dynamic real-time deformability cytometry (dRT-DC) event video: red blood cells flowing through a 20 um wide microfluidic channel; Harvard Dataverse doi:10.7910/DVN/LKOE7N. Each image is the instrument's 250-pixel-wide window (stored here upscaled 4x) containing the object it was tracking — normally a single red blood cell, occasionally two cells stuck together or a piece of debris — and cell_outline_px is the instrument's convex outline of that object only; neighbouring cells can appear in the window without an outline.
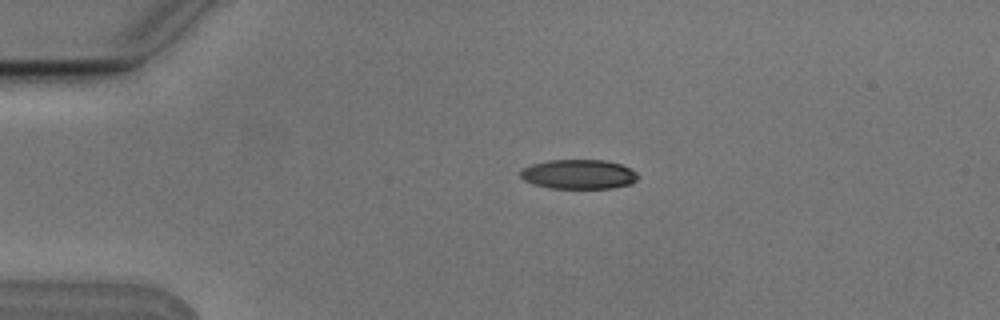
{"species": "Egyptian fruit bat (a non-hibernating species)", "species_latin": "Rousettus aegyptiacus", "temperature_condition": "cold", "stored_images_in_passage": 3, "camera_frame_rate_fps": 3000, "um_per_image_px": 0.085, "animal": {"sex": "male"}, "frame": {"image": 1, "passage_image": 2, "time_ms": 0.333, "image_size_px": [1000, 320], "cell_outline_px": [[640, 176], [632, 184], [612, 188], [548, 188], [532, 184], [524, 180], [520, 176], [520, 172], [524, 168], [532, 164], [548, 160], [604, 160], [620, 164], [636, 172]], "centroid_in_image_um": [49.19, 14.82], "position_along_channel_um": 35.8, "area_um2": 20.23}}